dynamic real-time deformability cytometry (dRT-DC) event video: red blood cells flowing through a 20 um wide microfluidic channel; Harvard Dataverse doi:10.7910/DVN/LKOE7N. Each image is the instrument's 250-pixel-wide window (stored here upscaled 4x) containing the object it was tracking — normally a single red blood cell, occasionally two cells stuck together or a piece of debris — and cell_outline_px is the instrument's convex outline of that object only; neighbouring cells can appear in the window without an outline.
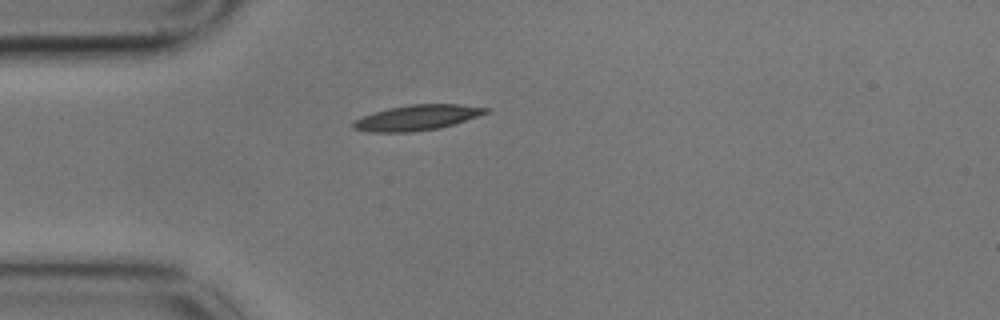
{"species": "common noctule bat (a hibernating species)", "species_latin": "Nyctalus noctula", "temperature_condition": "cold", "stored_images_in_passage": 2, "camera_frame_rate_fps": 3000, "um_per_image_px": 0.085, "animal": {"sex": "male", "body_mass_g": 17.9}, "frame": {"image": 1, "passage_image": 2, "time_ms": 0.333, "image_size_px": [1000, 320], "cell_outline_px": [[492, 108], [488, 112], [440, 128], [412, 132], [368, 132], [352, 128], [352, 124], [356, 120], [364, 116], [388, 108], [408, 104], [460, 104]], "centroid_in_image_um": [35.45, 9.99], "position_along_channel_um": 49.6, "area_um2": 19.42}}